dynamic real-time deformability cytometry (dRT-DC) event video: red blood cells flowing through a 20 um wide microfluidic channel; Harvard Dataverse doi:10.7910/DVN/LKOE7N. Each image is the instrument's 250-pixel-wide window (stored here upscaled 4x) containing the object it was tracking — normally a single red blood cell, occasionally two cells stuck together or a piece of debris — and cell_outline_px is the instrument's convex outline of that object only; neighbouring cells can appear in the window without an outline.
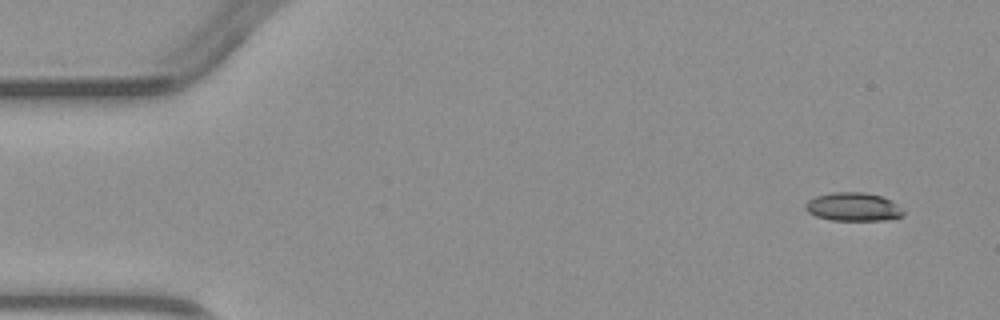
{"species": "common noctule bat (a hibernating species)", "species_latin": "Nyctalus noctula", "temperature_condition": "warm", "stored_images_in_passage": 4, "camera_frame_rate_fps": 3000, "um_per_image_px": 0.085, "animal": {"sex": "male", "body_mass_g": 23.1, "forearm_length_mm": 52.7}, "frame": {"image": 1, "passage_image": 1, "time_ms": 0.0, "image_size_px": [1000, 320], "cell_outline_px": [[904, 216], [888, 220], [832, 220], [816, 216], [808, 212], [804, 208], [804, 204], [808, 200], [816, 196], [832, 192], [864, 192], [880, 196], [892, 200], [904, 212]], "centroid_in_image_um": [72.52, 17.58], "position_along_channel_um": 12.5, "area_um2": 16.3}}
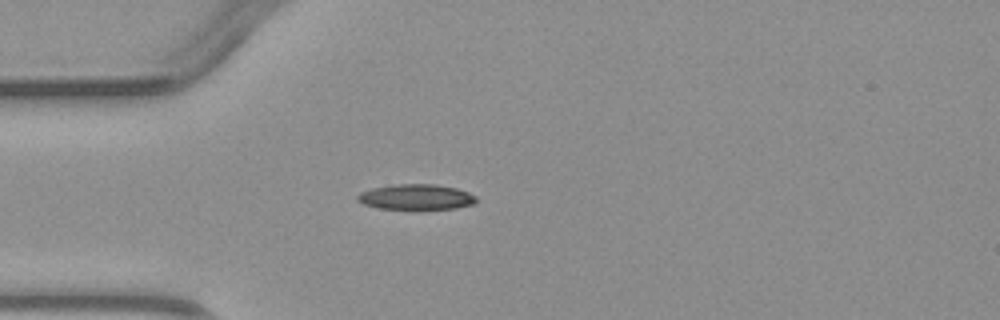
{"frame": {"image": 2, "passage_image": 4, "time_ms": 3.333, "image_size_px": [1000, 320], "cell_outline_px": [[476, 204], [456, 208], [420, 212], [380, 208], [364, 204], [356, 200], [356, 196], [360, 192], [372, 188], [396, 184], [436, 184], [456, 188], [468, 192], [476, 196]], "centroid_in_image_um": [35.39, 16.79], "position_along_channel_um": 49.6, "area_um2": 18.5}}